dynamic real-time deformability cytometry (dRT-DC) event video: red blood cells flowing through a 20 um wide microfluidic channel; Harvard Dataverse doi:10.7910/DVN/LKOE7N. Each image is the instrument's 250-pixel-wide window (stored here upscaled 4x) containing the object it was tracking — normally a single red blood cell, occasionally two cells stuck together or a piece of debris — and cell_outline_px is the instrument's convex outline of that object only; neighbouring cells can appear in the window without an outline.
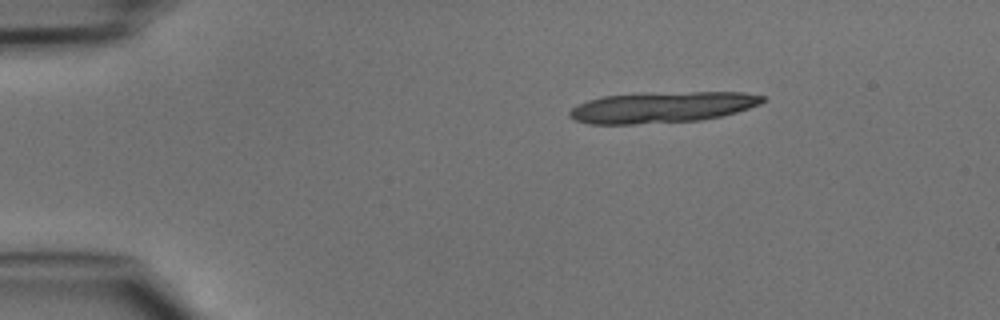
{"species": "common noctule bat (a hibernating species)", "species_latin": "Nyctalus noctula", "temperature_condition": "cold", "stored_images_in_passage": 11, "camera_frame_rate_fps": 3000, "um_per_image_px": 0.085, "animal": {"sex": "male", "body_mass_g": 15.6}, "frame": {"image": 1, "passage_image": 1, "time_ms": 0.0, "image_size_px": [1000, 320], "cell_outline_px": [[764, 100], [760, 104], [736, 112], [720, 116], [700, 120], [632, 124], [588, 124], [576, 120], [568, 116], [568, 112], [572, 108], [588, 100], [604, 96], [692, 92], [744, 92], [764, 96]], "centroid_in_image_um": [56.28, 9.13], "position_along_channel_um": 28.7, "area_um2": 34.22}}